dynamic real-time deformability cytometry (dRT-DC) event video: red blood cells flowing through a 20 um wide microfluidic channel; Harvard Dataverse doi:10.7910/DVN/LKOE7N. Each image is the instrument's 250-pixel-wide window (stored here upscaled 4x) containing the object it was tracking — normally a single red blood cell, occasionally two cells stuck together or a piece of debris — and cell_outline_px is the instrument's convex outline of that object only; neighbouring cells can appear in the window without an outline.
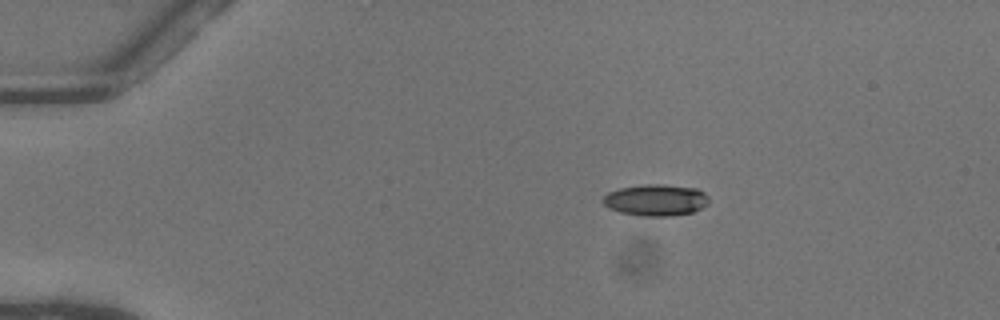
{"species": "common noctule bat (a hibernating species)", "species_latin": "Nyctalus noctula", "temperature_condition": "warm", "stored_images_in_passage": 43, "camera_frame_rate_fps": 3000, "um_per_image_px": 0.085, "animal": {"sex": "female"}, "frame": {"image": 1, "passage_image": 1, "time_ms": 0.0, "image_size_px": [1000, 320], "cell_outline_px": [[708, 204], [692, 212], [672, 216], [640, 216], [620, 212], [608, 208], [600, 200], [608, 192], [620, 188], [644, 184], [664, 184], [696, 188], [704, 192], [708, 196]], "centroid_in_image_um": [55.72, 17.0], "position_along_channel_um": 29.3, "area_um2": 19.59}}
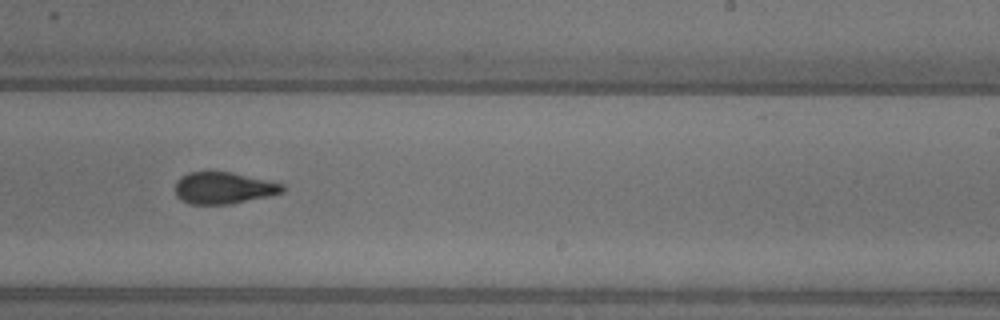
{"frame": {"image": 2, "passage_image": 24, "time_ms": 7.667, "image_size_px": [1000, 320], "cell_outline_px": [[284, 192], [268, 196], [228, 204], [188, 204], [180, 200], [176, 196], [176, 180], [180, 176], [188, 172], [232, 172], [284, 184]], "centroid_in_image_um": [18.97, 15.98], "position_along_channel_um": 270.0, "area_um2": 19.83}}
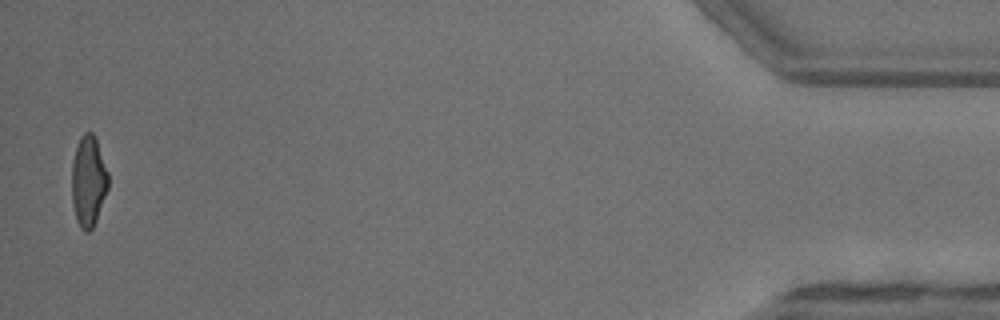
{"frame": {"image": 3, "passage_image": 42, "time_ms": 13.667, "image_size_px": [1000, 320], "cell_outline_px": [[108, 188], [96, 220], [92, 228], [88, 232], [84, 232], [80, 228], [76, 220], [72, 204], [72, 160], [80, 136], [84, 132], [92, 132], [96, 136], [108, 172]], "centroid_in_image_um": [7.51, 15.38], "position_along_channel_um": 427.7, "area_um2": 19.48}, "authors_computed_cell_mechanics": {"area_um2": 19.8254, "velocity_mm_per_s": 4.0984, "shape_relaxation_time_tau1_ms": 5.7838, "shape_relaxation_time_tau2_ms": 2.8446, "deformation_change_tau1": 0.2108, "deformation_change_tau2": 0.1094}}